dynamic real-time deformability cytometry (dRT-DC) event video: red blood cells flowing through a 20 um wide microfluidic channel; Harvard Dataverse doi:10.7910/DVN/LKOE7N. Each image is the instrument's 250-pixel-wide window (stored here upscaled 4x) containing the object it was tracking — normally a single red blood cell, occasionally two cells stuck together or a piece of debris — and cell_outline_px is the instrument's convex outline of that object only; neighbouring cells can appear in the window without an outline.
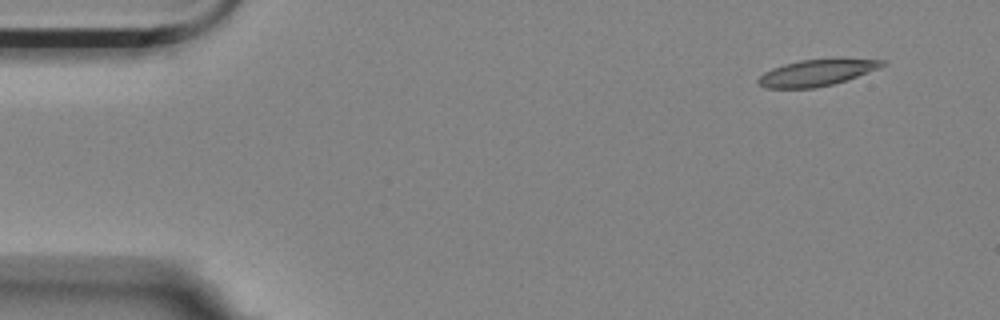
{"species": "Egyptian fruit bat (a non-hibernating species)", "species_latin": "Rousettus aegyptiacus", "temperature_condition": "room temperature", "stored_images_in_passage": 4, "camera_frame_rate_fps": 3000, "um_per_image_px": 0.085, "animal": {"sex": "female"}, "frame": {"image": 1, "passage_image": 1, "time_ms": 0.0, "image_size_px": [1000, 320], "cell_outline_px": [[888, 64], [880, 68], [848, 80], [816, 88], [764, 88], [756, 80], [764, 72], [772, 68], [784, 64], [800, 60], [836, 56], [840, 56], [888, 60]], "centroid_in_image_um": [69.55, 6.12], "position_along_channel_um": 15.4, "area_um2": 20.11}}
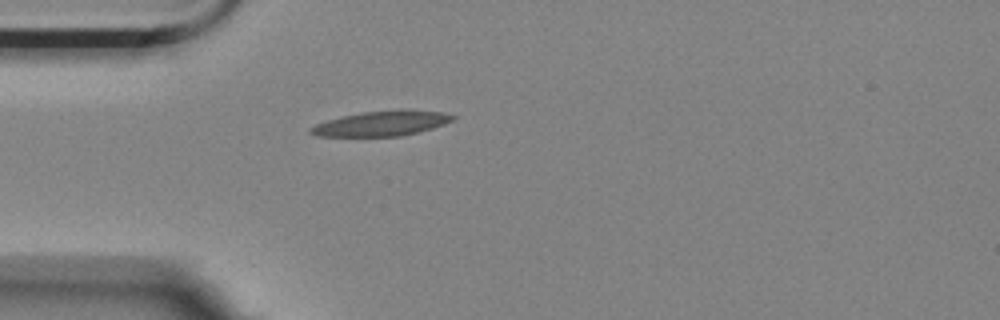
{"frame": {"image": 2, "passage_image": 4, "time_ms": 1.0, "image_size_px": [1000, 320], "cell_outline_px": [[456, 116], [452, 120], [444, 124], [432, 128], [400, 136], [316, 136], [308, 132], [308, 128], [316, 124], [328, 120], [344, 116], [364, 112], [400, 108], [408, 108], [444, 112]], "centroid_in_image_um": [32.46, 10.47], "position_along_channel_um": 52.5, "area_um2": 20.87}}